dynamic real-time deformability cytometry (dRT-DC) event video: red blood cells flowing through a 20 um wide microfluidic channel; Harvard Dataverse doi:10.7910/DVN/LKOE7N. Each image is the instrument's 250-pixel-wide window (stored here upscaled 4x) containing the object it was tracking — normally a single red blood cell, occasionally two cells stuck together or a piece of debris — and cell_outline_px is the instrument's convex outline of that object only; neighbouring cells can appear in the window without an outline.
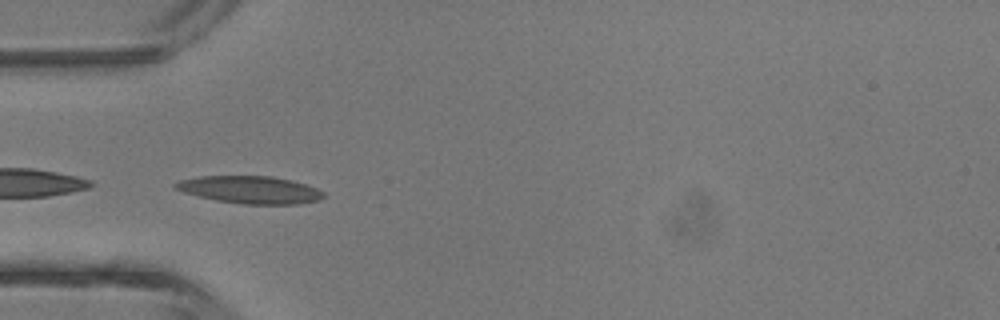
{"species": "common noctule bat (a hibernating species)", "species_latin": "Nyctalus noctula", "temperature_condition": "room temperature", "stored_images_in_passage": 6, "camera_frame_rate_fps": 3000, "um_per_image_px": 0.085, "animal": {"sex": "male", "body_mass_g": 13.3}, "frame": {"image": 1, "passage_image": 4, "time_ms": 3.667, "image_size_px": [1000, 320], "cell_outline_px": [[324, 196], [320, 200], [300, 204], [244, 204], [216, 200], [184, 192], [176, 188], [172, 184], [180, 180], [200, 176], [272, 176], [292, 180], [316, 188], [324, 192]], "centroid_in_image_um": [21.29, 16.13], "position_along_channel_um": 63.7, "area_um2": 23.58}}
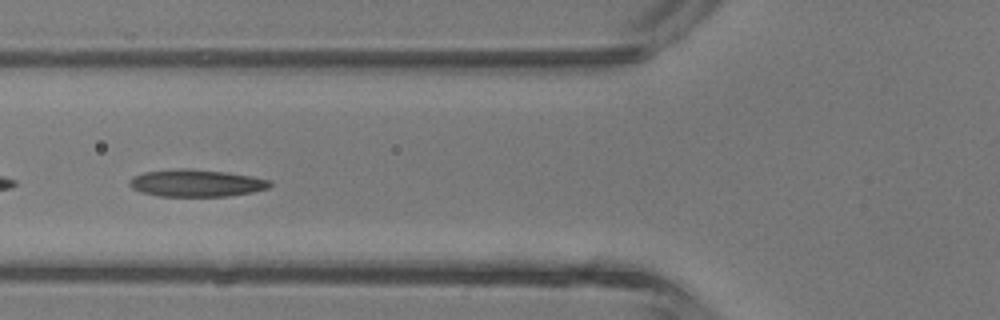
{"frame": {"image": 2, "passage_image": 5, "time_ms": 4.667, "image_size_px": [1000, 320], "cell_outline_px": [[272, 184], [268, 188], [252, 192], [228, 196], [160, 196], [140, 192], [132, 188], [128, 184], [128, 180], [132, 176], [144, 172], [184, 168], [188, 168], [224, 172], [252, 176], [272, 180]], "centroid_in_image_um": [16.67, 15.56], "position_along_channel_um": 109.1, "area_um2": 22.31}}
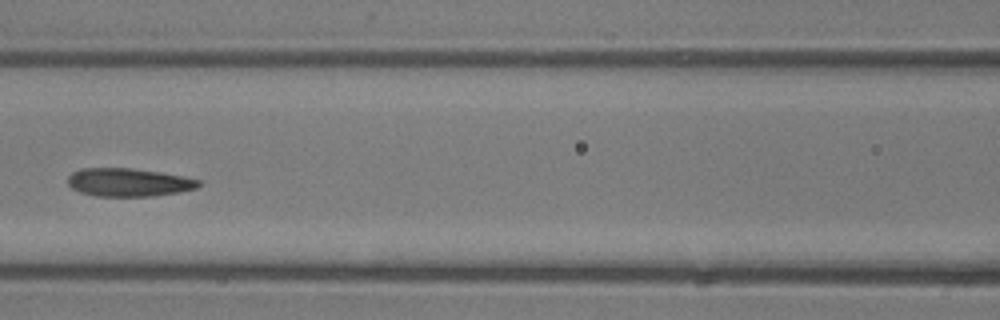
{"frame": {"image": 3, "passage_image": 6, "time_ms": 5.667, "image_size_px": [1000, 320], "cell_outline_px": [[200, 184], [196, 188], [180, 192], [152, 196], [96, 196], [80, 192], [72, 188], [68, 184], [68, 176], [72, 172], [80, 168], [132, 168], [160, 172], [184, 176], [200, 180]], "centroid_in_image_um": [10.92, 15.49], "position_along_channel_um": 155.7, "area_um2": 21.56}}